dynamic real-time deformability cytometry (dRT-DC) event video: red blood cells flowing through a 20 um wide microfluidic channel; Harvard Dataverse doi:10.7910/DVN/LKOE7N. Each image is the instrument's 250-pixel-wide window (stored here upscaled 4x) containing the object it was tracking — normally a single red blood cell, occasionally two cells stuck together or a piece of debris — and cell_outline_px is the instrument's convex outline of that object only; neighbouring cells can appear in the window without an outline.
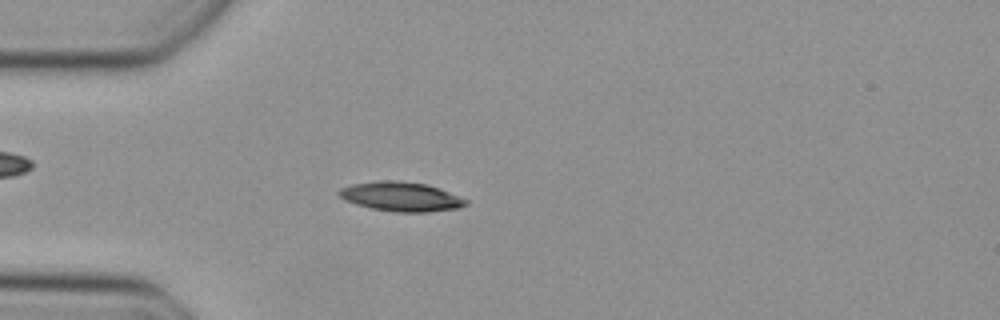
{"species": "Egyptian fruit bat (a non-hibernating species)", "species_latin": "Rousettus aegyptiacus", "temperature_condition": "cold", "stored_images_in_passage": 48, "camera_frame_rate_fps": 3000, "um_per_image_px": 0.085, "animal": {"sex": "female"}, "frame": {"image": 1, "passage_image": 13, "time_ms": 4.0, "image_size_px": [1000, 320], "cell_outline_px": [[468, 204], [460, 208], [428, 212], [392, 212], [372, 208], [356, 204], [344, 200], [336, 192], [340, 188], [352, 184], [380, 180], [396, 180], [424, 184], [448, 192], [468, 200]], "centroid_in_image_um": [34.06, 16.72], "position_along_channel_um": 50.9, "area_um2": 21.62}}
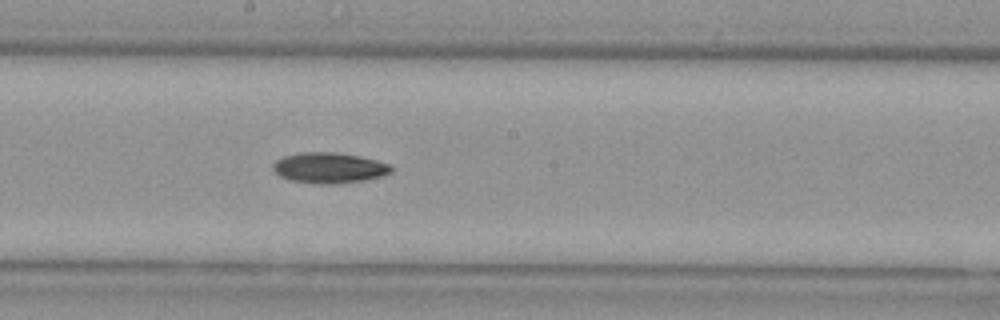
{"frame": {"image": 2, "passage_image": 26, "time_ms": 8.333, "image_size_px": [1000, 320], "cell_outline_px": [[392, 172], [380, 176], [364, 180], [336, 184], [320, 184], [292, 180], [280, 176], [272, 168], [272, 164], [276, 160], [284, 156], [300, 152], [336, 152], [360, 156], [392, 164]], "centroid_in_image_um": [27.99, 14.26], "position_along_channel_um": 220.2, "area_um2": 21.1}}
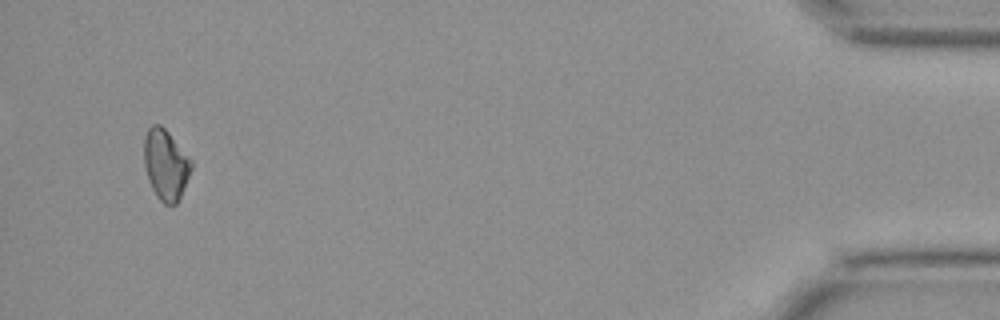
{"frame": {"image": 3, "passage_image": 46, "time_ms": 15.0, "image_size_px": [1000, 320], "cell_outline_px": [[192, 168], [180, 196], [176, 204], [164, 204], [156, 196], [148, 180], [144, 164], [144, 136], [148, 128], [152, 124], [160, 124], [168, 132], [192, 160]], "centroid_in_image_um": [14.07, 13.97], "position_along_channel_um": 421.1, "area_um2": 19.31}}